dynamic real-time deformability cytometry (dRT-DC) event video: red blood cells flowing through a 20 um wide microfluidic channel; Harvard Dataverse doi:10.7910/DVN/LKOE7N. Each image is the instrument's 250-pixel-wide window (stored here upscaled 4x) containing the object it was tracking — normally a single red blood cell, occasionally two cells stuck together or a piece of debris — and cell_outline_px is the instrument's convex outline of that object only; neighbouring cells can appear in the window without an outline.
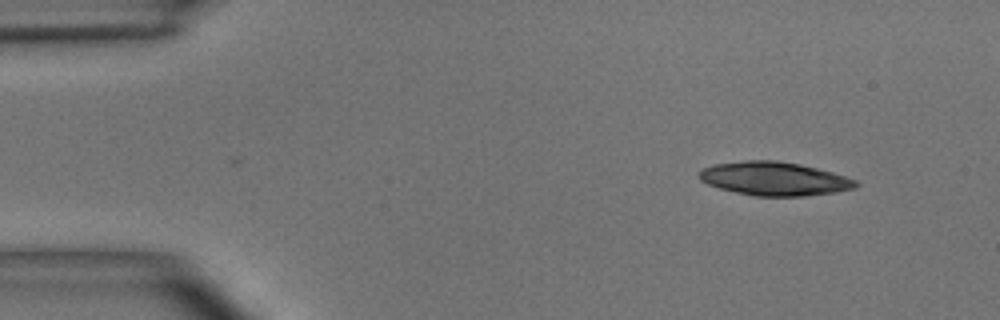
{"species": "common noctule bat (a hibernating species)", "species_latin": "Nyctalus noctula", "temperature_condition": "room temperature", "stored_images_in_passage": 3, "camera_frame_rate_fps": 3000, "um_per_image_px": 0.085, "animal": {"sex": "male", "body_mass_g": 15.6}, "frame": {"image": 1, "passage_image": 1, "time_ms": 0.0, "image_size_px": [1000, 320], "cell_outline_px": [[860, 184], [856, 188], [832, 192], [804, 196], [756, 196], [736, 192], [720, 188], [708, 184], [700, 180], [696, 176], [704, 168], [712, 164], [744, 160], [776, 160], [800, 164], [832, 172], [856, 180]], "centroid_in_image_um": [65.8, 15.18], "position_along_channel_um": 19.2, "area_um2": 30.63}}